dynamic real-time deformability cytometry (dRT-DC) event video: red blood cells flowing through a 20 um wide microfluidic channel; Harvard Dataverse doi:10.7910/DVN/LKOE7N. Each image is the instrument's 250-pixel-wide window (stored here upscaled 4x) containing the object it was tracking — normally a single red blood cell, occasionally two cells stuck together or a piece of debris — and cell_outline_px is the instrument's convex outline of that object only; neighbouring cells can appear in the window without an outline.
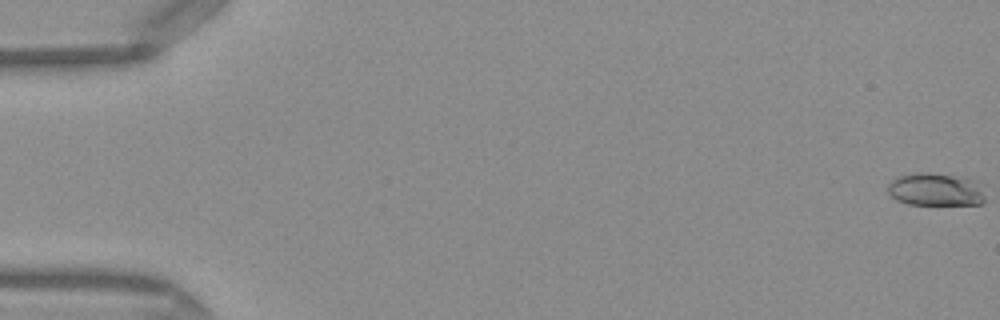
{"species": "Egyptian fruit bat (a non-hibernating species)", "species_latin": "Rousettus aegyptiacus", "temperature_condition": "warm", "stored_images_in_passage": 50, "camera_frame_rate_fps": 3000, "um_per_image_px": 0.085, "frame": {"image": 1, "passage_image": 1, "time_ms": 0.0, "image_size_px": [1000, 320], "cell_outline_px": [[984, 200], [980, 204], [908, 204], [896, 200], [888, 192], [888, 184], [896, 176], [924, 172], [952, 176], [972, 180], [984, 196]], "centroid_in_image_um": [79.42, 16.12], "position_along_channel_um": 5.6, "area_um2": 17.98}}
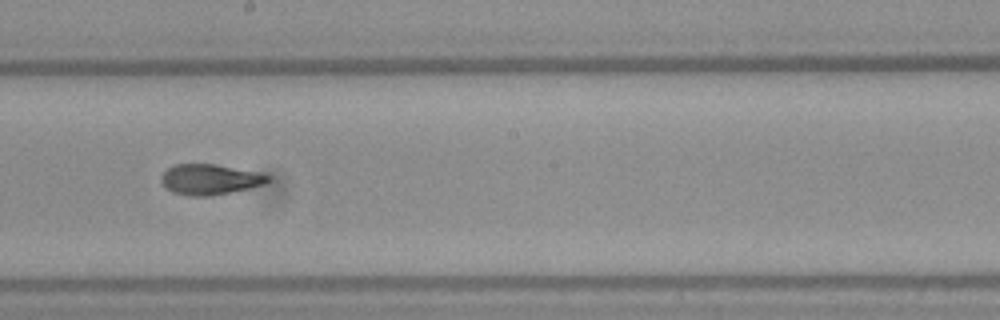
{"frame": {"image": 2, "passage_image": 29, "time_ms": 9.333, "image_size_px": [1000, 320], "cell_outline_px": [[272, 180], [264, 184], [248, 188], [208, 196], [192, 196], [172, 192], [160, 180], [160, 176], [168, 168], [176, 164], [216, 164], [256, 172], [268, 176]], "centroid_in_image_um": [17.82, 15.24], "position_along_channel_um": 230.4, "area_um2": 18.61}}
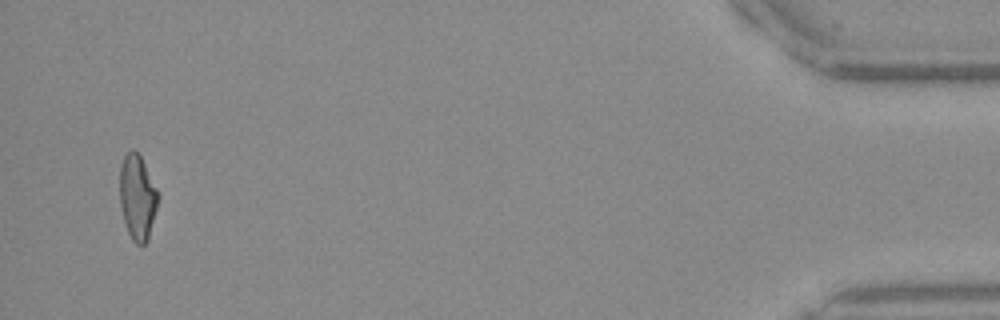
{"frame": {"image": 3, "passage_image": 49, "time_ms": 16.0, "image_size_px": [1000, 320], "cell_outline_px": [[160, 196], [148, 240], [144, 244], [136, 244], [132, 240], [124, 224], [120, 204], [120, 164], [124, 156], [132, 148], [140, 156], [160, 192]], "centroid_in_image_um": [11.69, 16.77], "position_along_channel_um": 423.5, "area_um2": 19.25}, "authors_computed_cell_mechanics": {"area_um2": 18.8139, "velocity_mm_per_s": 4.1223, "shape_relaxation_time_tau1_ms": 6.913, "shape_relaxation_time_tau2_ms": 1.8892, "deformation_change_tau1": 0.2358, "deformation_change_tau2": 0.096}}